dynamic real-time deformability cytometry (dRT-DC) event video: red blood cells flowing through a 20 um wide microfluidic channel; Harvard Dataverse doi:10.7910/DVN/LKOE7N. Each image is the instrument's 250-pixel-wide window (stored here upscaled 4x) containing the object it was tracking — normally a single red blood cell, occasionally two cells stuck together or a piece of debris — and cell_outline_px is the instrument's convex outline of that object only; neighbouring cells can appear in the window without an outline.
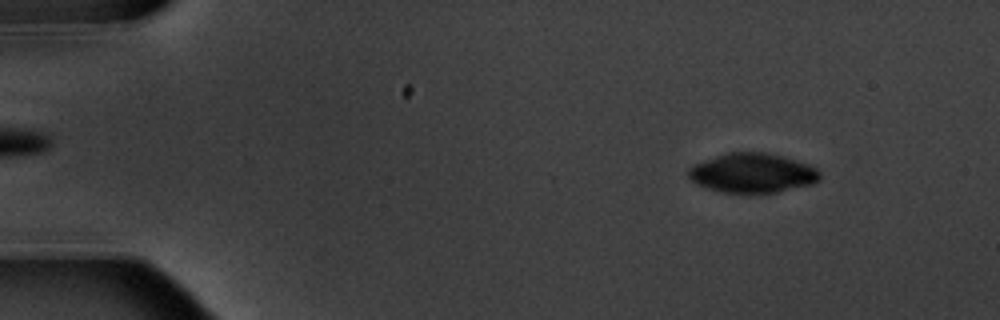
{"species": "common noctule bat (a hibernating species)", "species_latin": "Nyctalus noctula", "temperature_condition": "warm", "stored_images_in_passage": 6, "segment_of_instrument_passage": [1, 2], "camera_frame_rate_fps": 3000, "um_per_image_px": 0.085, "animal": {"sex": "male", "body_mass_g": 20.1, "forearm_length_mm": 53.5}, "frame": {"image": 1, "passage_image": 2, "time_ms": 1.333, "image_size_px": [1000, 320], "cell_outline_px": [[820, 180], [816, 184], [776, 192], [724, 192], [708, 188], [692, 180], [688, 176], [688, 168], [692, 164], [728, 152], [768, 152], [784, 156], [808, 164], [816, 168], [820, 172]], "centroid_in_image_um": [64.0, 14.69], "position_along_channel_um": 21.0, "area_um2": 30.23}}